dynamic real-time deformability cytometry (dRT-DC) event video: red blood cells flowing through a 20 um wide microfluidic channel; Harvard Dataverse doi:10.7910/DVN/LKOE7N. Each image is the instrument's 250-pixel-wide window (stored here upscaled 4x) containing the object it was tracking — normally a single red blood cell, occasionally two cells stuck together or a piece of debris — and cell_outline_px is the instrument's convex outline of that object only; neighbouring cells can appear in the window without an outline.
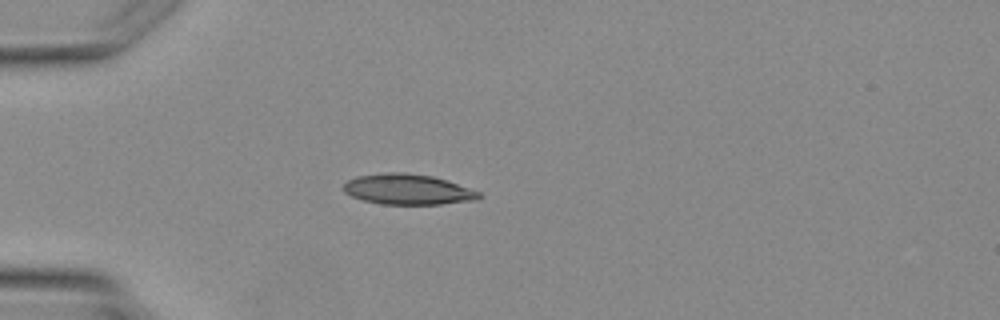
{"species": "Egyptian fruit bat (a non-hibernating species)", "species_latin": "Rousettus aegyptiacus", "temperature_condition": "warm", "stored_images_in_passage": 1, "camera_frame_rate_fps": 3000, "um_per_image_px": 0.085, "animal": {"sex": "female"}, "frame": {"image": 1, "passage_image": 1, "time_ms": 0.0, "image_size_px": [1000, 320], "cell_outline_px": [[480, 196], [476, 200], [440, 204], [380, 204], [364, 200], [352, 196], [344, 192], [344, 184], [348, 180], [356, 176], [384, 172], [400, 172], [432, 176], [448, 180], [480, 192]], "centroid_in_image_um": [34.65, 16.09], "position_along_channel_um": 50.3, "area_um2": 23.99}}